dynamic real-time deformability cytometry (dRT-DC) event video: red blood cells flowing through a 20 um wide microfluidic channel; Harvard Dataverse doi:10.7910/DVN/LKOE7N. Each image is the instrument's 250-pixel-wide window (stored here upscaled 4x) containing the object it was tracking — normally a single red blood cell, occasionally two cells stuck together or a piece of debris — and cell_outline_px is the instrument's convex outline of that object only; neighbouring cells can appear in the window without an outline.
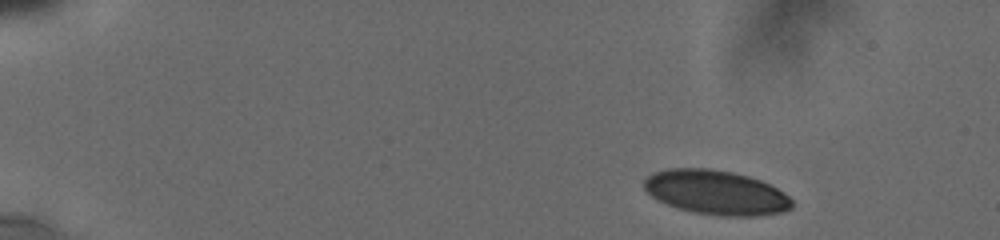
{"species": "human", "species_latin": "Homo sapiens", "temperature_condition": "cold", "stored_images_in_passage": 49, "camera_frame_rate_fps": 3000, "um_per_image_px": 0.085, "donor": {"sex": "male"}, "frame": {"image": 1, "passage_image": 1, "time_ms": 0.0, "image_size_px": [1000, 240], "cell_outline_px": [[792, 208], [780, 212], [756, 216], [720, 216], [692, 212], [668, 204], [652, 196], [644, 188], [644, 180], [652, 172], [668, 168], [708, 168], [732, 172], [748, 176], [760, 180], [776, 188], [788, 196], [792, 200]], "centroid_in_image_um": [60.85, 16.35], "position_along_channel_um": 24.1, "area_um2": 38.03}}
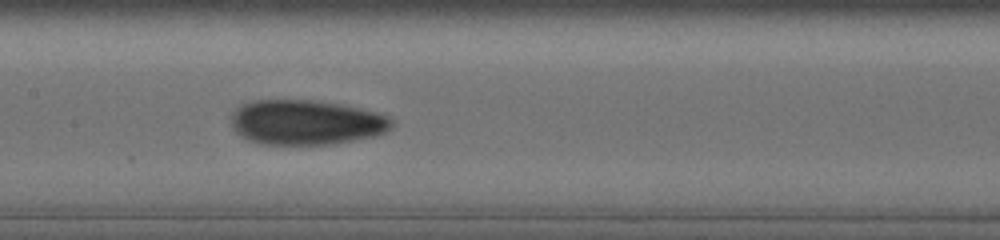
{"frame": {"image": 2, "passage_image": 24, "time_ms": 7.333, "image_size_px": [1000, 240], "cell_outline_px": [[396, 124], [392, 128], [376, 136], [356, 140], [332, 144], [264, 144], [248, 140], [236, 132], [232, 124], [232, 112], [236, 108], [252, 100], [312, 100], [360, 108], [376, 112], [388, 116], [396, 120]], "centroid_in_image_um": [26.07, 10.4], "position_along_channel_um": 181.3, "area_um2": 42.08}}
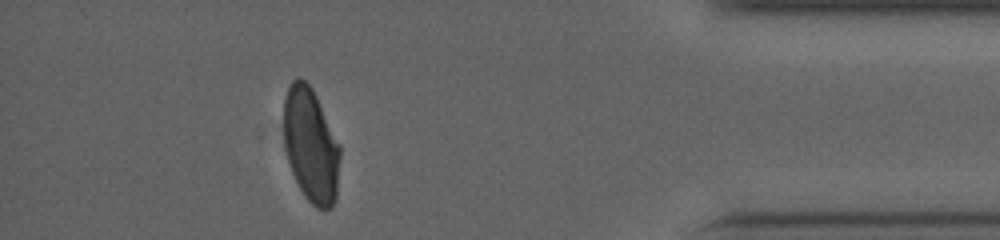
{"frame": {"image": 3, "passage_image": 44, "time_ms": 14.333, "image_size_px": [1000, 240], "cell_outline_px": [[340, 160], [336, 200], [328, 208], [316, 208], [304, 196], [292, 172], [288, 160], [284, 144], [284, 96], [292, 80], [304, 80], [312, 88], [340, 144]], "centroid_in_image_um": [26.43, 12.35], "position_along_channel_um": 408.8, "area_um2": 37.34}, "authors_computed_cell_mechanics": {"area_um2": 39.4774, "velocity_mm_per_s": 3.7713, "shape_relaxation_time_tau1_ms": 8.555, "shape_relaxation_time_tau2_ms": 2.0126, "deformation_change_tau1": 0.1903, "deformation_change_tau2": 0.067}}